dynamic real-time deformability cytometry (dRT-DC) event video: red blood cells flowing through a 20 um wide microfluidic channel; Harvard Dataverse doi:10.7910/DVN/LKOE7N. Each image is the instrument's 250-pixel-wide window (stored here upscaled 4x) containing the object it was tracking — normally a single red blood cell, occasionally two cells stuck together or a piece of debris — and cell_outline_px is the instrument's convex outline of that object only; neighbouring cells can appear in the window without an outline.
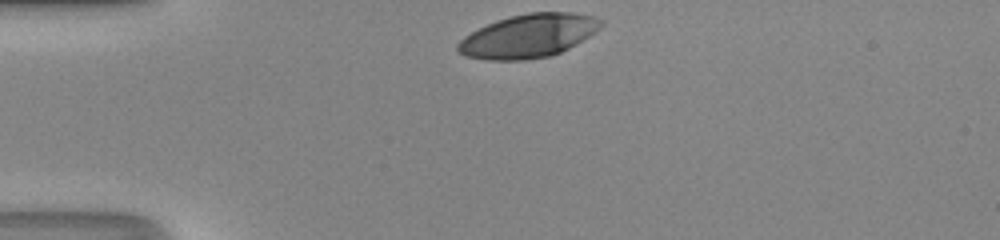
{"species": "human", "species_latin": "Homo sapiens", "temperature_condition": "room temperature", "stored_images_in_passage": 28, "camera_frame_rate_fps": 3000, "um_per_image_px": 0.085, "donor": {"sex": "male"}, "frame": {"image": 1, "passage_image": 1, "time_ms": 0.0, "image_size_px": [1000, 240], "cell_outline_px": [[604, 24], [596, 32], [576, 44], [560, 52], [548, 56], [524, 60], [484, 60], [464, 56], [456, 52], [456, 44], [464, 36], [496, 20], [528, 12], [568, 12], [592, 16], [604, 20]], "centroid_in_image_um": [44.9, 3.06], "position_along_channel_um": 40.1, "area_um2": 36.3}}
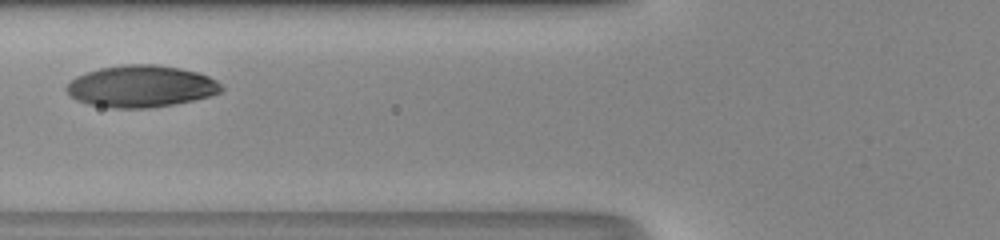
{"frame": {"image": 2, "passage_image": 9, "time_ms": 2.667, "image_size_px": [1000, 240], "cell_outline_px": [[224, 88], [220, 92], [208, 96], [192, 100], [172, 104], [148, 108], [112, 108], [88, 104], [76, 100], [68, 96], [64, 88], [76, 76], [100, 68], [124, 64], [156, 64], [180, 68], [196, 72], [208, 76], [216, 80]], "centroid_in_image_um": [11.95, 7.33], "position_along_channel_um": 113.9, "area_um2": 37.69}}
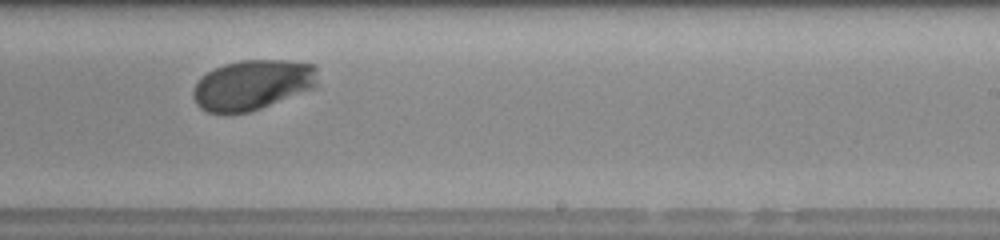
{"frame": {"image": 3, "passage_image": 20, "time_ms": 6.333, "image_size_px": [1000, 240], "cell_outline_px": [[320, 88], [248, 112], [208, 112], [200, 108], [196, 104], [192, 96], [192, 92], [196, 84], [208, 72], [224, 64], [240, 60], [288, 60], [316, 64], [320, 84]], "centroid_in_image_um": [21.58, 7.2], "position_along_channel_um": 267.4, "area_um2": 36.88}, "authors_computed_cell_mechanics": {"area_um2": 36.5874, "velocity_mm_per_s": 4.2119, "shape_relaxation_time_tau1_ms": 1.8614, "shape_relaxation_time_tau2_ms": null, "deformation_change_tau1": 0.1514, "deformation_change_tau2": null}}